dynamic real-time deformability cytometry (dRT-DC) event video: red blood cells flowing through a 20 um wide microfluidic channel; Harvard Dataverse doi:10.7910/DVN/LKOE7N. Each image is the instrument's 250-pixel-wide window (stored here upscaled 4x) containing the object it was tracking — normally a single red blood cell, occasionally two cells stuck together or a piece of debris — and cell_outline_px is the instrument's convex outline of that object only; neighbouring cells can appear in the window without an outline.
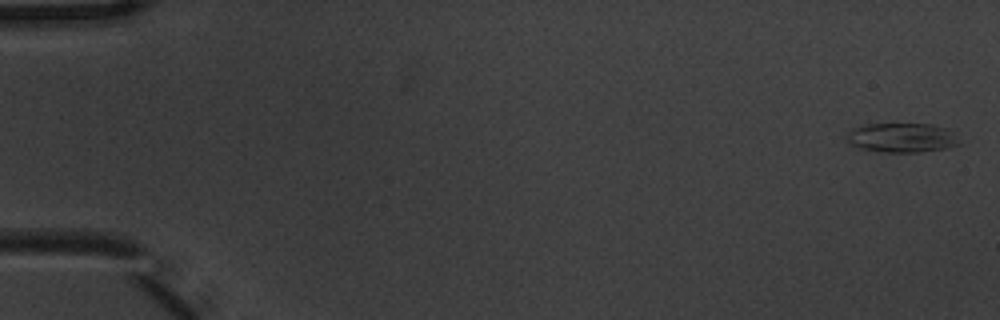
{"species": "common noctule bat (a hibernating species)", "species_latin": "Nyctalus noctula", "temperature_condition": "warm", "stored_images_in_passage": 6, "camera_frame_rate_fps": 3000, "um_per_image_px": 0.085, "animal": {"sex": "male", "body_mass_g": 20.1, "forearm_length_mm": 53.5}, "frame": {"image": 1, "passage_image": 1, "time_ms": 0.0, "image_size_px": [1000, 320], "cell_outline_px": [[964, 144], [944, 148], [920, 152], [888, 152], [864, 148], [852, 144], [844, 136], [852, 128], [868, 124], [932, 124], [948, 128]], "centroid_in_image_um": [76.72, 11.69], "position_along_channel_um": 8.3, "area_um2": 19.19}}
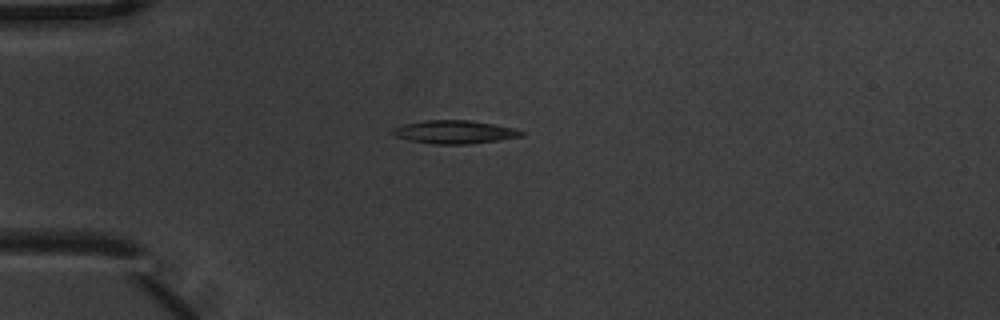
{"frame": {"image": 2, "passage_image": 5, "time_ms": 1.333, "image_size_px": [1000, 320], "cell_outline_px": [[524, 136], [468, 144], [432, 144], [408, 140], [396, 136], [388, 132], [392, 128], [404, 124], [424, 120], [468, 120], [516, 128], [524, 132]], "centroid_in_image_um": [38.59, 11.22], "position_along_channel_um": 46.4, "area_um2": 17.46}}